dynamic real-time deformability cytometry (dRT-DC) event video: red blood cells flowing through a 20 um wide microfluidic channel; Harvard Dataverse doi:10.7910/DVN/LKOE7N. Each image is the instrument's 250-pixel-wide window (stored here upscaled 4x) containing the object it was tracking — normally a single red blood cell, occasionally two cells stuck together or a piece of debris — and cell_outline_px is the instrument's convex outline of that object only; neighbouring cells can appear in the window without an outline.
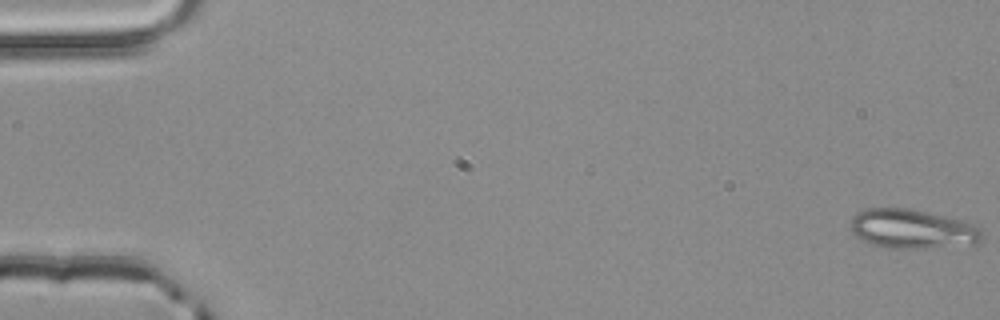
{"species": "common noctule bat (a hibernating species)", "species_latin": "Nyctalus noctula", "temperature_condition": "room temperature", "stored_images_in_passage": 53, "camera_frame_rate_fps": 3000, "um_per_image_px": 0.085, "animal": {"sex": "male", "body_mass_g": 20.4}, "frame": {"image": 1, "passage_image": 1, "time_ms": 0.0, "image_size_px": [1000, 320], "cell_outline_px": [[984, 240], [976, 244], [920, 248], [884, 248], [868, 244], [860, 240], [852, 232], [852, 216], [856, 212], [864, 208], [908, 208], [964, 220], [980, 228], [984, 236]], "centroid_in_image_um": [77.54, 19.47], "position_along_channel_um": 7.5, "area_um2": 30.46}}
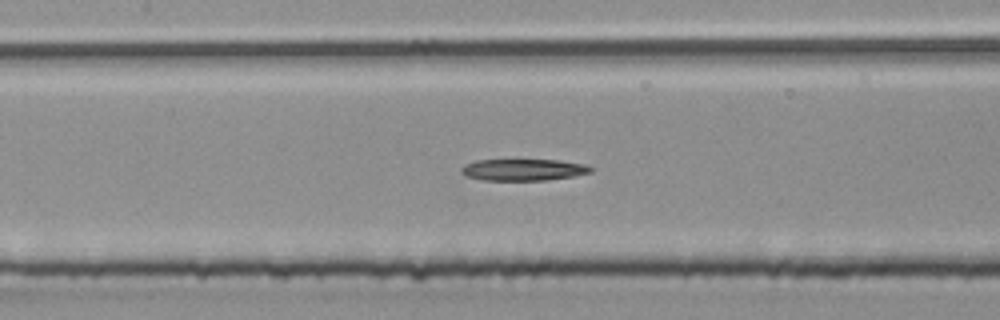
{"frame": {"image": 2, "passage_image": 25, "time_ms": 8.0, "image_size_px": [1000, 320], "cell_outline_px": [[592, 172], [572, 176], [548, 180], [480, 180], [464, 176], [460, 172], [460, 168], [464, 164], [476, 160], [560, 160], [584, 164], [592, 168]], "centroid_in_image_um": [44.42, 14.43], "position_along_channel_um": 163.0, "area_um2": 16.42}}
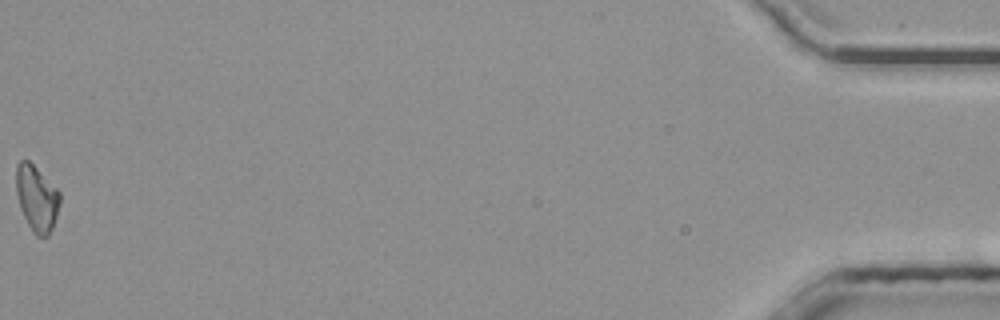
{"frame": {"image": 3, "passage_image": 53, "time_ms": 17.333, "image_size_px": [1000, 320], "cell_outline_px": [[60, 200], [56, 216], [52, 228], [48, 236], [36, 236], [32, 232], [20, 208], [16, 192], [16, 164], [20, 160], [28, 160], [60, 192]], "centroid_in_image_um": [3.1, 16.86], "position_along_channel_um": 432.1, "area_um2": 16.59}}